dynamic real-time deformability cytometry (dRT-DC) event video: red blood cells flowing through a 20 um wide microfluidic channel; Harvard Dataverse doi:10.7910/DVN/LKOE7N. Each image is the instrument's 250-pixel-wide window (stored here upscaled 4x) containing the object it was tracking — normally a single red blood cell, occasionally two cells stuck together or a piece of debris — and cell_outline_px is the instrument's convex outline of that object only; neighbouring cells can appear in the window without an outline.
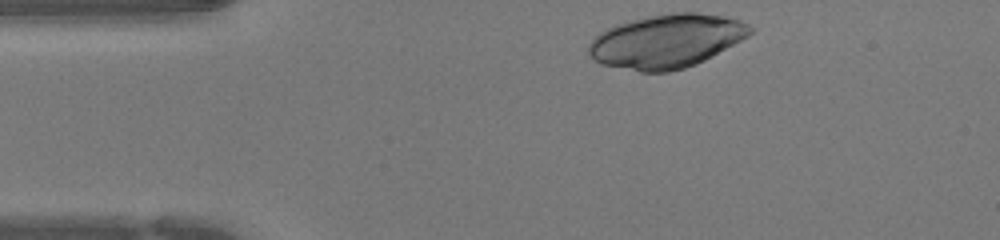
{"species": "human", "species_latin": "Homo sapiens", "temperature_condition": "warm", "stored_images_in_passage": 32, "camera_frame_rate_fps": 3000, "um_per_image_px": 0.085, "donor": {"sex": "female"}, "frame": {"image": 1, "passage_image": 1, "time_ms": 0.0, "image_size_px": [1000, 240], "cell_outline_px": [[752, 32], [748, 36], [704, 60], [696, 64], [684, 68], [668, 72], [640, 72], [600, 64], [588, 52], [588, 44], [600, 32], [616, 24], [648, 16], [672, 12], [696, 12], [724, 16], [740, 20], [748, 24], [752, 28]], "centroid_in_image_um": [56.64, 3.49], "position_along_channel_um": 28.4, "area_um2": 50.29}}
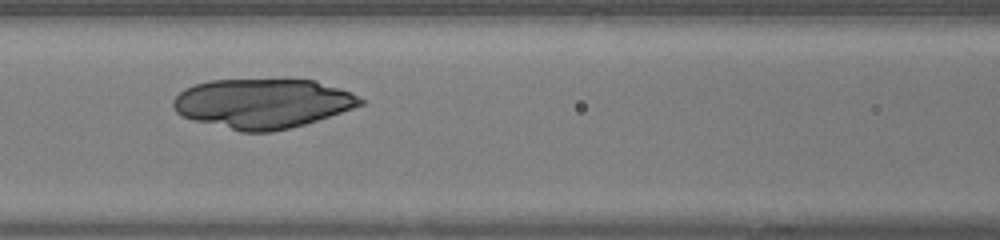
{"frame": {"image": 2, "passage_image": 12, "time_ms": 3.667, "image_size_px": [1000, 240], "cell_outline_px": [[364, 104], [304, 124], [272, 132], [240, 132], [192, 120], [180, 116], [176, 112], [172, 104], [172, 100], [184, 88], [196, 84], [212, 80], [316, 80], [352, 92], [364, 100]], "centroid_in_image_um": [22.28, 8.8], "position_along_channel_um": 144.3, "area_um2": 53.99}}
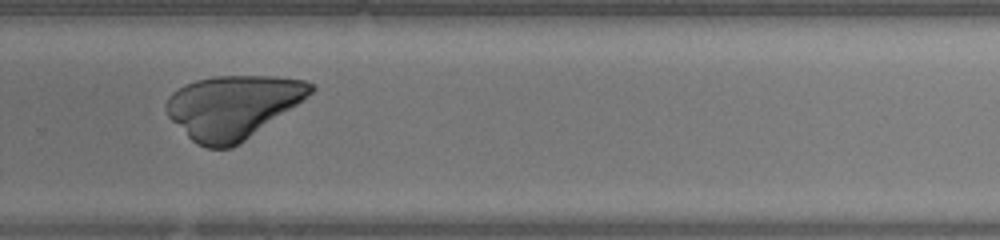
{"frame": {"image": 3, "passage_image": 23, "time_ms": 7.333, "image_size_px": [1000, 240], "cell_outline_px": [[316, 88], [304, 100], [232, 148], [208, 148], [196, 144], [168, 116], [164, 108], [168, 96], [172, 92], [184, 84], [196, 80], [212, 76], [276, 76], [304, 80], [316, 84]], "centroid_in_image_um": [19.78, 9.06], "position_along_channel_um": 310.0, "area_um2": 53.06}}